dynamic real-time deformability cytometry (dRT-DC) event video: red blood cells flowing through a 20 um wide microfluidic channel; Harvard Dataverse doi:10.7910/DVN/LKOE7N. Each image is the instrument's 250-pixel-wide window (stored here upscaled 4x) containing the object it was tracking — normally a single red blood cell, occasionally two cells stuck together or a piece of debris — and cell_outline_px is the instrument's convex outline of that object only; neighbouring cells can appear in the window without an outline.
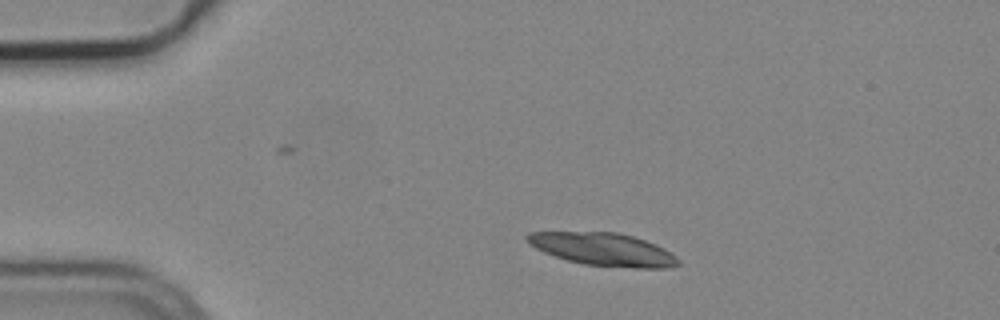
{"species": "common noctule bat (a hibernating species)", "species_latin": "Nyctalus noctula", "temperature_condition": "cold", "stored_images_in_passage": 6, "segment_of_instrument_passage": [1, 2], "camera_frame_rate_fps": 3000, "um_per_image_px": 0.085, "animal": {"sex": "male", "body_mass_g": 19.2, "forearm_length_mm": 51.8}, "frame": {"image": 1, "passage_image": 1, "time_ms": 0.0, "image_size_px": [1000, 320], "cell_outline_px": [[680, 264], [668, 268], [636, 268], [584, 264], [568, 260], [544, 252], [536, 248], [524, 236], [528, 232], [616, 232], [632, 236], [656, 244], [664, 248], [676, 256], [680, 260]], "centroid_in_image_um": [51.31, 21.19], "position_along_channel_um": 33.7, "area_um2": 28.61}}